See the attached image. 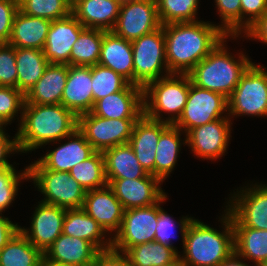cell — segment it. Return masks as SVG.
<instances>
[{
  "label": "cell",
  "instance_id": "1",
  "mask_svg": "<svg viewBox=\"0 0 267 266\" xmlns=\"http://www.w3.org/2000/svg\"><path fill=\"white\" fill-rule=\"evenodd\" d=\"M209 22L198 20L162 25L170 73L188 74L226 37L216 24Z\"/></svg>",
  "mask_w": 267,
  "mask_h": 266
},
{
  "label": "cell",
  "instance_id": "2",
  "mask_svg": "<svg viewBox=\"0 0 267 266\" xmlns=\"http://www.w3.org/2000/svg\"><path fill=\"white\" fill-rule=\"evenodd\" d=\"M78 127V117L61 104H24L17 134L18 148L28 153L44 144L58 143Z\"/></svg>",
  "mask_w": 267,
  "mask_h": 266
},
{
  "label": "cell",
  "instance_id": "3",
  "mask_svg": "<svg viewBox=\"0 0 267 266\" xmlns=\"http://www.w3.org/2000/svg\"><path fill=\"white\" fill-rule=\"evenodd\" d=\"M224 230L218 231L198 219H192L185 235L184 266H218L234 251V230L231 215L224 210L221 220Z\"/></svg>",
  "mask_w": 267,
  "mask_h": 266
},
{
  "label": "cell",
  "instance_id": "4",
  "mask_svg": "<svg viewBox=\"0 0 267 266\" xmlns=\"http://www.w3.org/2000/svg\"><path fill=\"white\" fill-rule=\"evenodd\" d=\"M239 36H226L218 45L202 59L189 73L190 79L196 86L218 92L229 98L240 81L241 76L253 63L241 51L237 60L228 52L227 39Z\"/></svg>",
  "mask_w": 267,
  "mask_h": 266
},
{
  "label": "cell",
  "instance_id": "5",
  "mask_svg": "<svg viewBox=\"0 0 267 266\" xmlns=\"http://www.w3.org/2000/svg\"><path fill=\"white\" fill-rule=\"evenodd\" d=\"M191 82L188 74L177 73L149 82L143 88L144 115L174 125L183 113ZM163 112L170 113L168 118H162Z\"/></svg>",
  "mask_w": 267,
  "mask_h": 266
},
{
  "label": "cell",
  "instance_id": "6",
  "mask_svg": "<svg viewBox=\"0 0 267 266\" xmlns=\"http://www.w3.org/2000/svg\"><path fill=\"white\" fill-rule=\"evenodd\" d=\"M27 169L28 179L44 196L40 202L66 210L82 208L86 190L69 172L48 170L38 160L27 166Z\"/></svg>",
  "mask_w": 267,
  "mask_h": 266
},
{
  "label": "cell",
  "instance_id": "7",
  "mask_svg": "<svg viewBox=\"0 0 267 266\" xmlns=\"http://www.w3.org/2000/svg\"><path fill=\"white\" fill-rule=\"evenodd\" d=\"M131 43L134 85L144 88L149 82L171 74L166 63L163 26Z\"/></svg>",
  "mask_w": 267,
  "mask_h": 266
},
{
  "label": "cell",
  "instance_id": "8",
  "mask_svg": "<svg viewBox=\"0 0 267 266\" xmlns=\"http://www.w3.org/2000/svg\"><path fill=\"white\" fill-rule=\"evenodd\" d=\"M267 68L252 63L228 98V117L267 116ZM242 114V115H241Z\"/></svg>",
  "mask_w": 267,
  "mask_h": 266
},
{
  "label": "cell",
  "instance_id": "9",
  "mask_svg": "<svg viewBox=\"0 0 267 266\" xmlns=\"http://www.w3.org/2000/svg\"><path fill=\"white\" fill-rule=\"evenodd\" d=\"M225 112H228V98L191 82L183 113L174 125L187 134L195 127L217 119L229 118Z\"/></svg>",
  "mask_w": 267,
  "mask_h": 266
},
{
  "label": "cell",
  "instance_id": "10",
  "mask_svg": "<svg viewBox=\"0 0 267 266\" xmlns=\"http://www.w3.org/2000/svg\"><path fill=\"white\" fill-rule=\"evenodd\" d=\"M244 187L237 189L226 205L233 227L267 230V184Z\"/></svg>",
  "mask_w": 267,
  "mask_h": 266
},
{
  "label": "cell",
  "instance_id": "11",
  "mask_svg": "<svg viewBox=\"0 0 267 266\" xmlns=\"http://www.w3.org/2000/svg\"><path fill=\"white\" fill-rule=\"evenodd\" d=\"M138 119H107L92 112L78 116L77 129L96 150H104L130 141L132 130Z\"/></svg>",
  "mask_w": 267,
  "mask_h": 266
},
{
  "label": "cell",
  "instance_id": "12",
  "mask_svg": "<svg viewBox=\"0 0 267 266\" xmlns=\"http://www.w3.org/2000/svg\"><path fill=\"white\" fill-rule=\"evenodd\" d=\"M158 216L159 202L124 210L120 230L112 237V249L124 253L130 247L153 242Z\"/></svg>",
  "mask_w": 267,
  "mask_h": 266
},
{
  "label": "cell",
  "instance_id": "13",
  "mask_svg": "<svg viewBox=\"0 0 267 266\" xmlns=\"http://www.w3.org/2000/svg\"><path fill=\"white\" fill-rule=\"evenodd\" d=\"M156 0H122L113 32L128 41L160 28Z\"/></svg>",
  "mask_w": 267,
  "mask_h": 266
},
{
  "label": "cell",
  "instance_id": "14",
  "mask_svg": "<svg viewBox=\"0 0 267 266\" xmlns=\"http://www.w3.org/2000/svg\"><path fill=\"white\" fill-rule=\"evenodd\" d=\"M230 118H221L191 129L186 137V145L198 158L217 160L225 155L231 137Z\"/></svg>",
  "mask_w": 267,
  "mask_h": 266
},
{
  "label": "cell",
  "instance_id": "15",
  "mask_svg": "<svg viewBox=\"0 0 267 266\" xmlns=\"http://www.w3.org/2000/svg\"><path fill=\"white\" fill-rule=\"evenodd\" d=\"M108 186L125 210L158 203L166 193L162 181L151 174L138 179H107Z\"/></svg>",
  "mask_w": 267,
  "mask_h": 266
},
{
  "label": "cell",
  "instance_id": "16",
  "mask_svg": "<svg viewBox=\"0 0 267 266\" xmlns=\"http://www.w3.org/2000/svg\"><path fill=\"white\" fill-rule=\"evenodd\" d=\"M32 215L30 228H22L19 231L43 253L62 234L63 220L66 209L56 205L38 202Z\"/></svg>",
  "mask_w": 267,
  "mask_h": 266
},
{
  "label": "cell",
  "instance_id": "17",
  "mask_svg": "<svg viewBox=\"0 0 267 266\" xmlns=\"http://www.w3.org/2000/svg\"><path fill=\"white\" fill-rule=\"evenodd\" d=\"M84 29L72 13L65 18L52 20L43 49L48 62L70 65L73 44Z\"/></svg>",
  "mask_w": 267,
  "mask_h": 266
},
{
  "label": "cell",
  "instance_id": "18",
  "mask_svg": "<svg viewBox=\"0 0 267 266\" xmlns=\"http://www.w3.org/2000/svg\"><path fill=\"white\" fill-rule=\"evenodd\" d=\"M91 112L107 119H139L144 114L143 87L129 83L123 90L97 100Z\"/></svg>",
  "mask_w": 267,
  "mask_h": 266
},
{
  "label": "cell",
  "instance_id": "19",
  "mask_svg": "<svg viewBox=\"0 0 267 266\" xmlns=\"http://www.w3.org/2000/svg\"><path fill=\"white\" fill-rule=\"evenodd\" d=\"M82 209L110 236L120 230L125 209L108 185L86 191Z\"/></svg>",
  "mask_w": 267,
  "mask_h": 266
},
{
  "label": "cell",
  "instance_id": "20",
  "mask_svg": "<svg viewBox=\"0 0 267 266\" xmlns=\"http://www.w3.org/2000/svg\"><path fill=\"white\" fill-rule=\"evenodd\" d=\"M99 252L89 241L62 233L45 251L44 260L58 266H91Z\"/></svg>",
  "mask_w": 267,
  "mask_h": 266
},
{
  "label": "cell",
  "instance_id": "21",
  "mask_svg": "<svg viewBox=\"0 0 267 266\" xmlns=\"http://www.w3.org/2000/svg\"><path fill=\"white\" fill-rule=\"evenodd\" d=\"M92 66L68 65V76L61 105L77 117L93 109Z\"/></svg>",
  "mask_w": 267,
  "mask_h": 266
},
{
  "label": "cell",
  "instance_id": "22",
  "mask_svg": "<svg viewBox=\"0 0 267 266\" xmlns=\"http://www.w3.org/2000/svg\"><path fill=\"white\" fill-rule=\"evenodd\" d=\"M170 124L147 118L144 114L135 122L130 141L128 142L134 151L140 165L148 174L154 176V162L156 147L160 134Z\"/></svg>",
  "mask_w": 267,
  "mask_h": 266
},
{
  "label": "cell",
  "instance_id": "23",
  "mask_svg": "<svg viewBox=\"0 0 267 266\" xmlns=\"http://www.w3.org/2000/svg\"><path fill=\"white\" fill-rule=\"evenodd\" d=\"M54 150H49L38 161L48 170L69 172L76 164L92 156L96 150L86 140L85 136L76 129Z\"/></svg>",
  "mask_w": 267,
  "mask_h": 266
},
{
  "label": "cell",
  "instance_id": "24",
  "mask_svg": "<svg viewBox=\"0 0 267 266\" xmlns=\"http://www.w3.org/2000/svg\"><path fill=\"white\" fill-rule=\"evenodd\" d=\"M98 64L112 69L133 84V50L131 41L104 31Z\"/></svg>",
  "mask_w": 267,
  "mask_h": 266
},
{
  "label": "cell",
  "instance_id": "25",
  "mask_svg": "<svg viewBox=\"0 0 267 266\" xmlns=\"http://www.w3.org/2000/svg\"><path fill=\"white\" fill-rule=\"evenodd\" d=\"M122 0H79L72 14L85 28L112 31L119 15Z\"/></svg>",
  "mask_w": 267,
  "mask_h": 266
},
{
  "label": "cell",
  "instance_id": "26",
  "mask_svg": "<svg viewBox=\"0 0 267 266\" xmlns=\"http://www.w3.org/2000/svg\"><path fill=\"white\" fill-rule=\"evenodd\" d=\"M68 76L67 64H50L43 76L25 94L24 104L56 105L61 98Z\"/></svg>",
  "mask_w": 267,
  "mask_h": 266
},
{
  "label": "cell",
  "instance_id": "27",
  "mask_svg": "<svg viewBox=\"0 0 267 266\" xmlns=\"http://www.w3.org/2000/svg\"><path fill=\"white\" fill-rule=\"evenodd\" d=\"M62 233L84 239L92 243L99 251L112 248V236L106 238L104 229L82 208L67 209L63 220Z\"/></svg>",
  "mask_w": 267,
  "mask_h": 266
},
{
  "label": "cell",
  "instance_id": "28",
  "mask_svg": "<svg viewBox=\"0 0 267 266\" xmlns=\"http://www.w3.org/2000/svg\"><path fill=\"white\" fill-rule=\"evenodd\" d=\"M51 22L44 18L29 16L18 10L8 44L13 47L43 50Z\"/></svg>",
  "mask_w": 267,
  "mask_h": 266
},
{
  "label": "cell",
  "instance_id": "29",
  "mask_svg": "<svg viewBox=\"0 0 267 266\" xmlns=\"http://www.w3.org/2000/svg\"><path fill=\"white\" fill-rule=\"evenodd\" d=\"M102 153L107 179H138L149 175L140 165L129 143L108 148Z\"/></svg>",
  "mask_w": 267,
  "mask_h": 266
},
{
  "label": "cell",
  "instance_id": "30",
  "mask_svg": "<svg viewBox=\"0 0 267 266\" xmlns=\"http://www.w3.org/2000/svg\"><path fill=\"white\" fill-rule=\"evenodd\" d=\"M181 132L183 134V131L175 125H169L160 134L155 150L154 176L162 182L174 170L182 144L186 145V138L183 141L181 140Z\"/></svg>",
  "mask_w": 267,
  "mask_h": 266
},
{
  "label": "cell",
  "instance_id": "31",
  "mask_svg": "<svg viewBox=\"0 0 267 266\" xmlns=\"http://www.w3.org/2000/svg\"><path fill=\"white\" fill-rule=\"evenodd\" d=\"M17 66V89L24 95L43 76L49 65L43 50L15 47Z\"/></svg>",
  "mask_w": 267,
  "mask_h": 266
},
{
  "label": "cell",
  "instance_id": "32",
  "mask_svg": "<svg viewBox=\"0 0 267 266\" xmlns=\"http://www.w3.org/2000/svg\"><path fill=\"white\" fill-rule=\"evenodd\" d=\"M233 230L234 251L255 266H262L267 261V230L250 227H233Z\"/></svg>",
  "mask_w": 267,
  "mask_h": 266
},
{
  "label": "cell",
  "instance_id": "33",
  "mask_svg": "<svg viewBox=\"0 0 267 266\" xmlns=\"http://www.w3.org/2000/svg\"><path fill=\"white\" fill-rule=\"evenodd\" d=\"M44 253L20 231L0 250V266H41Z\"/></svg>",
  "mask_w": 267,
  "mask_h": 266
},
{
  "label": "cell",
  "instance_id": "34",
  "mask_svg": "<svg viewBox=\"0 0 267 266\" xmlns=\"http://www.w3.org/2000/svg\"><path fill=\"white\" fill-rule=\"evenodd\" d=\"M179 253L156 241L138 244L124 252L131 266H165L175 261Z\"/></svg>",
  "mask_w": 267,
  "mask_h": 266
},
{
  "label": "cell",
  "instance_id": "35",
  "mask_svg": "<svg viewBox=\"0 0 267 266\" xmlns=\"http://www.w3.org/2000/svg\"><path fill=\"white\" fill-rule=\"evenodd\" d=\"M104 30L85 28L73 44L70 65L94 66L100 58Z\"/></svg>",
  "mask_w": 267,
  "mask_h": 266
},
{
  "label": "cell",
  "instance_id": "36",
  "mask_svg": "<svg viewBox=\"0 0 267 266\" xmlns=\"http://www.w3.org/2000/svg\"><path fill=\"white\" fill-rule=\"evenodd\" d=\"M69 174L86 190L103 188L108 185L105 174L103 153L96 151L92 156L76 164Z\"/></svg>",
  "mask_w": 267,
  "mask_h": 266
},
{
  "label": "cell",
  "instance_id": "37",
  "mask_svg": "<svg viewBox=\"0 0 267 266\" xmlns=\"http://www.w3.org/2000/svg\"><path fill=\"white\" fill-rule=\"evenodd\" d=\"M200 0H156L161 25L194 22Z\"/></svg>",
  "mask_w": 267,
  "mask_h": 266
},
{
  "label": "cell",
  "instance_id": "38",
  "mask_svg": "<svg viewBox=\"0 0 267 266\" xmlns=\"http://www.w3.org/2000/svg\"><path fill=\"white\" fill-rule=\"evenodd\" d=\"M19 10L33 17L58 20L69 16L72 7L66 0H18Z\"/></svg>",
  "mask_w": 267,
  "mask_h": 266
},
{
  "label": "cell",
  "instance_id": "39",
  "mask_svg": "<svg viewBox=\"0 0 267 266\" xmlns=\"http://www.w3.org/2000/svg\"><path fill=\"white\" fill-rule=\"evenodd\" d=\"M129 82L112 69L100 64L92 66V92L94 103L109 94L123 90Z\"/></svg>",
  "mask_w": 267,
  "mask_h": 266
},
{
  "label": "cell",
  "instance_id": "40",
  "mask_svg": "<svg viewBox=\"0 0 267 266\" xmlns=\"http://www.w3.org/2000/svg\"><path fill=\"white\" fill-rule=\"evenodd\" d=\"M167 194L159 201V216H158V222H157V226H156V232H155V236H154V241L161 243L162 245H166V246H170L173 247L177 252L178 250L173 246V242H171V238L173 239V236L175 237L176 234H174L175 232V227L176 224L178 223L179 225V230L181 233V239L183 242V247L185 246V235L188 229V225L191 222V220L194 217H182V219L179 220V222H175L172 218V216H170L166 211H164V209L162 207H160V204L165 202L167 199ZM176 223V224H175Z\"/></svg>",
  "mask_w": 267,
  "mask_h": 266
},
{
  "label": "cell",
  "instance_id": "41",
  "mask_svg": "<svg viewBox=\"0 0 267 266\" xmlns=\"http://www.w3.org/2000/svg\"><path fill=\"white\" fill-rule=\"evenodd\" d=\"M15 167H6L0 169V213L5 211L15 200L18 194V186L22 180L28 179L27 167L23 172H16ZM18 173V174H17Z\"/></svg>",
  "mask_w": 267,
  "mask_h": 266
},
{
  "label": "cell",
  "instance_id": "42",
  "mask_svg": "<svg viewBox=\"0 0 267 266\" xmlns=\"http://www.w3.org/2000/svg\"><path fill=\"white\" fill-rule=\"evenodd\" d=\"M222 24L217 25L226 36L241 37V1L214 0Z\"/></svg>",
  "mask_w": 267,
  "mask_h": 266
},
{
  "label": "cell",
  "instance_id": "43",
  "mask_svg": "<svg viewBox=\"0 0 267 266\" xmlns=\"http://www.w3.org/2000/svg\"><path fill=\"white\" fill-rule=\"evenodd\" d=\"M24 103L25 95L17 88L0 86V121L4 126L16 120V114H21V122Z\"/></svg>",
  "mask_w": 267,
  "mask_h": 266
},
{
  "label": "cell",
  "instance_id": "44",
  "mask_svg": "<svg viewBox=\"0 0 267 266\" xmlns=\"http://www.w3.org/2000/svg\"><path fill=\"white\" fill-rule=\"evenodd\" d=\"M0 86L17 88L15 47L0 43Z\"/></svg>",
  "mask_w": 267,
  "mask_h": 266
},
{
  "label": "cell",
  "instance_id": "45",
  "mask_svg": "<svg viewBox=\"0 0 267 266\" xmlns=\"http://www.w3.org/2000/svg\"><path fill=\"white\" fill-rule=\"evenodd\" d=\"M18 10V0H0V43L9 42L13 21Z\"/></svg>",
  "mask_w": 267,
  "mask_h": 266
},
{
  "label": "cell",
  "instance_id": "46",
  "mask_svg": "<svg viewBox=\"0 0 267 266\" xmlns=\"http://www.w3.org/2000/svg\"><path fill=\"white\" fill-rule=\"evenodd\" d=\"M241 1V36L259 17L267 11V0ZM248 16V17H247Z\"/></svg>",
  "mask_w": 267,
  "mask_h": 266
},
{
  "label": "cell",
  "instance_id": "47",
  "mask_svg": "<svg viewBox=\"0 0 267 266\" xmlns=\"http://www.w3.org/2000/svg\"><path fill=\"white\" fill-rule=\"evenodd\" d=\"M91 266H131L128 257L114 249L100 251Z\"/></svg>",
  "mask_w": 267,
  "mask_h": 266
},
{
  "label": "cell",
  "instance_id": "48",
  "mask_svg": "<svg viewBox=\"0 0 267 266\" xmlns=\"http://www.w3.org/2000/svg\"><path fill=\"white\" fill-rule=\"evenodd\" d=\"M5 127L0 131V169L6 167H14L7 160L10 154L19 153L17 134L13 139H9L10 136L5 132ZM7 134V135H6ZM15 152V153H14Z\"/></svg>",
  "mask_w": 267,
  "mask_h": 266
},
{
  "label": "cell",
  "instance_id": "49",
  "mask_svg": "<svg viewBox=\"0 0 267 266\" xmlns=\"http://www.w3.org/2000/svg\"><path fill=\"white\" fill-rule=\"evenodd\" d=\"M245 38L259 40L267 44V11L263 13L248 29L243 33ZM246 35V36H245Z\"/></svg>",
  "mask_w": 267,
  "mask_h": 266
},
{
  "label": "cell",
  "instance_id": "50",
  "mask_svg": "<svg viewBox=\"0 0 267 266\" xmlns=\"http://www.w3.org/2000/svg\"><path fill=\"white\" fill-rule=\"evenodd\" d=\"M20 226L13 223L8 217L0 213V250L10 241V239L19 231Z\"/></svg>",
  "mask_w": 267,
  "mask_h": 266
},
{
  "label": "cell",
  "instance_id": "51",
  "mask_svg": "<svg viewBox=\"0 0 267 266\" xmlns=\"http://www.w3.org/2000/svg\"><path fill=\"white\" fill-rule=\"evenodd\" d=\"M244 261V258L238 255L235 251H233L218 266H250L246 262L244 263Z\"/></svg>",
  "mask_w": 267,
  "mask_h": 266
},
{
  "label": "cell",
  "instance_id": "52",
  "mask_svg": "<svg viewBox=\"0 0 267 266\" xmlns=\"http://www.w3.org/2000/svg\"><path fill=\"white\" fill-rule=\"evenodd\" d=\"M165 266H184V264L182 263L181 258L178 257L175 261Z\"/></svg>",
  "mask_w": 267,
  "mask_h": 266
},
{
  "label": "cell",
  "instance_id": "53",
  "mask_svg": "<svg viewBox=\"0 0 267 266\" xmlns=\"http://www.w3.org/2000/svg\"><path fill=\"white\" fill-rule=\"evenodd\" d=\"M41 266H58V265H54V264H51L49 262H46L45 260L42 262Z\"/></svg>",
  "mask_w": 267,
  "mask_h": 266
},
{
  "label": "cell",
  "instance_id": "54",
  "mask_svg": "<svg viewBox=\"0 0 267 266\" xmlns=\"http://www.w3.org/2000/svg\"><path fill=\"white\" fill-rule=\"evenodd\" d=\"M70 5H71V7L73 6V5H75L79 0H66Z\"/></svg>",
  "mask_w": 267,
  "mask_h": 266
},
{
  "label": "cell",
  "instance_id": "55",
  "mask_svg": "<svg viewBox=\"0 0 267 266\" xmlns=\"http://www.w3.org/2000/svg\"><path fill=\"white\" fill-rule=\"evenodd\" d=\"M6 126L3 125V123L0 121V131Z\"/></svg>",
  "mask_w": 267,
  "mask_h": 266
}]
</instances>
